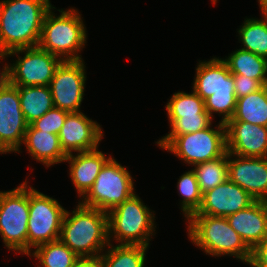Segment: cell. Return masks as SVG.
<instances>
[{"label":"cell","mask_w":267,"mask_h":267,"mask_svg":"<svg viewBox=\"0 0 267 267\" xmlns=\"http://www.w3.org/2000/svg\"><path fill=\"white\" fill-rule=\"evenodd\" d=\"M64 213L59 239L79 257H96L109 245L108 215L77 201Z\"/></svg>","instance_id":"4"},{"label":"cell","mask_w":267,"mask_h":267,"mask_svg":"<svg viewBox=\"0 0 267 267\" xmlns=\"http://www.w3.org/2000/svg\"><path fill=\"white\" fill-rule=\"evenodd\" d=\"M74 267H105V263L101 255L96 257H80Z\"/></svg>","instance_id":"35"},{"label":"cell","mask_w":267,"mask_h":267,"mask_svg":"<svg viewBox=\"0 0 267 267\" xmlns=\"http://www.w3.org/2000/svg\"><path fill=\"white\" fill-rule=\"evenodd\" d=\"M255 200L229 179L202 195L199 209L192 215L228 217L247 208Z\"/></svg>","instance_id":"16"},{"label":"cell","mask_w":267,"mask_h":267,"mask_svg":"<svg viewBox=\"0 0 267 267\" xmlns=\"http://www.w3.org/2000/svg\"><path fill=\"white\" fill-rule=\"evenodd\" d=\"M134 193L107 213L109 243L116 245H144L157 234L156 213Z\"/></svg>","instance_id":"6"},{"label":"cell","mask_w":267,"mask_h":267,"mask_svg":"<svg viewBox=\"0 0 267 267\" xmlns=\"http://www.w3.org/2000/svg\"><path fill=\"white\" fill-rule=\"evenodd\" d=\"M214 120L209 114H197V116L180 117L169 128L165 135L190 134L207 128Z\"/></svg>","instance_id":"30"},{"label":"cell","mask_w":267,"mask_h":267,"mask_svg":"<svg viewBox=\"0 0 267 267\" xmlns=\"http://www.w3.org/2000/svg\"><path fill=\"white\" fill-rule=\"evenodd\" d=\"M8 61L6 54H0V89L4 88L10 82Z\"/></svg>","instance_id":"34"},{"label":"cell","mask_w":267,"mask_h":267,"mask_svg":"<svg viewBox=\"0 0 267 267\" xmlns=\"http://www.w3.org/2000/svg\"><path fill=\"white\" fill-rule=\"evenodd\" d=\"M233 80L235 95L237 98L244 97L262 87L257 80L246 77L245 75L233 74Z\"/></svg>","instance_id":"32"},{"label":"cell","mask_w":267,"mask_h":267,"mask_svg":"<svg viewBox=\"0 0 267 267\" xmlns=\"http://www.w3.org/2000/svg\"><path fill=\"white\" fill-rule=\"evenodd\" d=\"M57 9L54 5L46 13L38 47L65 60H84L88 31L78 8ZM56 11L59 12L55 13Z\"/></svg>","instance_id":"3"},{"label":"cell","mask_w":267,"mask_h":267,"mask_svg":"<svg viewBox=\"0 0 267 267\" xmlns=\"http://www.w3.org/2000/svg\"><path fill=\"white\" fill-rule=\"evenodd\" d=\"M29 175L17 187L0 191V238L13 254L28 255Z\"/></svg>","instance_id":"8"},{"label":"cell","mask_w":267,"mask_h":267,"mask_svg":"<svg viewBox=\"0 0 267 267\" xmlns=\"http://www.w3.org/2000/svg\"><path fill=\"white\" fill-rule=\"evenodd\" d=\"M85 60H65L60 63L50 82L54 107L69 113L81 112L86 91Z\"/></svg>","instance_id":"12"},{"label":"cell","mask_w":267,"mask_h":267,"mask_svg":"<svg viewBox=\"0 0 267 267\" xmlns=\"http://www.w3.org/2000/svg\"><path fill=\"white\" fill-rule=\"evenodd\" d=\"M185 224L187 240L206 256L214 258L227 256L245 265L250 263L252 250L232 229L226 217L190 215Z\"/></svg>","instance_id":"2"},{"label":"cell","mask_w":267,"mask_h":267,"mask_svg":"<svg viewBox=\"0 0 267 267\" xmlns=\"http://www.w3.org/2000/svg\"><path fill=\"white\" fill-rule=\"evenodd\" d=\"M68 114L67 111L53 107L30 125L34 129L58 135Z\"/></svg>","instance_id":"31"},{"label":"cell","mask_w":267,"mask_h":267,"mask_svg":"<svg viewBox=\"0 0 267 267\" xmlns=\"http://www.w3.org/2000/svg\"><path fill=\"white\" fill-rule=\"evenodd\" d=\"M245 17L236 29L240 49L267 59V18Z\"/></svg>","instance_id":"23"},{"label":"cell","mask_w":267,"mask_h":267,"mask_svg":"<svg viewBox=\"0 0 267 267\" xmlns=\"http://www.w3.org/2000/svg\"><path fill=\"white\" fill-rule=\"evenodd\" d=\"M197 61L191 88L204 100L209 116L214 120L217 114L226 123L236 109L233 74L221 57Z\"/></svg>","instance_id":"5"},{"label":"cell","mask_w":267,"mask_h":267,"mask_svg":"<svg viewBox=\"0 0 267 267\" xmlns=\"http://www.w3.org/2000/svg\"><path fill=\"white\" fill-rule=\"evenodd\" d=\"M177 192L181 199L178 202L184 220L195 213L202 202V192L200 191L197 178L192 169L183 172L179 176L176 184Z\"/></svg>","instance_id":"29"},{"label":"cell","mask_w":267,"mask_h":267,"mask_svg":"<svg viewBox=\"0 0 267 267\" xmlns=\"http://www.w3.org/2000/svg\"><path fill=\"white\" fill-rule=\"evenodd\" d=\"M127 169L112 156L99 172L92 188L79 202L106 213L123 203L136 193L135 178Z\"/></svg>","instance_id":"9"},{"label":"cell","mask_w":267,"mask_h":267,"mask_svg":"<svg viewBox=\"0 0 267 267\" xmlns=\"http://www.w3.org/2000/svg\"><path fill=\"white\" fill-rule=\"evenodd\" d=\"M20 107L25 121L30 125L54 107L49 86H17Z\"/></svg>","instance_id":"22"},{"label":"cell","mask_w":267,"mask_h":267,"mask_svg":"<svg viewBox=\"0 0 267 267\" xmlns=\"http://www.w3.org/2000/svg\"><path fill=\"white\" fill-rule=\"evenodd\" d=\"M27 256L38 262L37 267H74L80 258L60 239L35 247Z\"/></svg>","instance_id":"25"},{"label":"cell","mask_w":267,"mask_h":267,"mask_svg":"<svg viewBox=\"0 0 267 267\" xmlns=\"http://www.w3.org/2000/svg\"><path fill=\"white\" fill-rule=\"evenodd\" d=\"M66 209L29 184L28 254L37 246L58 240Z\"/></svg>","instance_id":"10"},{"label":"cell","mask_w":267,"mask_h":267,"mask_svg":"<svg viewBox=\"0 0 267 267\" xmlns=\"http://www.w3.org/2000/svg\"><path fill=\"white\" fill-rule=\"evenodd\" d=\"M149 247L144 245H114L109 243L101 256L105 267H146Z\"/></svg>","instance_id":"26"},{"label":"cell","mask_w":267,"mask_h":267,"mask_svg":"<svg viewBox=\"0 0 267 267\" xmlns=\"http://www.w3.org/2000/svg\"><path fill=\"white\" fill-rule=\"evenodd\" d=\"M219 0H211V2H212V4L213 5H217V2H218Z\"/></svg>","instance_id":"37"},{"label":"cell","mask_w":267,"mask_h":267,"mask_svg":"<svg viewBox=\"0 0 267 267\" xmlns=\"http://www.w3.org/2000/svg\"><path fill=\"white\" fill-rule=\"evenodd\" d=\"M249 267H267V237L252 250Z\"/></svg>","instance_id":"33"},{"label":"cell","mask_w":267,"mask_h":267,"mask_svg":"<svg viewBox=\"0 0 267 267\" xmlns=\"http://www.w3.org/2000/svg\"><path fill=\"white\" fill-rule=\"evenodd\" d=\"M228 179L254 200L267 201V157H241L228 153Z\"/></svg>","instance_id":"15"},{"label":"cell","mask_w":267,"mask_h":267,"mask_svg":"<svg viewBox=\"0 0 267 267\" xmlns=\"http://www.w3.org/2000/svg\"><path fill=\"white\" fill-rule=\"evenodd\" d=\"M27 127L18 87L9 82L0 89V155L22 153Z\"/></svg>","instance_id":"13"},{"label":"cell","mask_w":267,"mask_h":267,"mask_svg":"<svg viewBox=\"0 0 267 267\" xmlns=\"http://www.w3.org/2000/svg\"><path fill=\"white\" fill-rule=\"evenodd\" d=\"M230 73L245 75L257 80L262 86L267 85V59L258 56L250 51L236 48L228 53V56L221 58Z\"/></svg>","instance_id":"21"},{"label":"cell","mask_w":267,"mask_h":267,"mask_svg":"<svg viewBox=\"0 0 267 267\" xmlns=\"http://www.w3.org/2000/svg\"><path fill=\"white\" fill-rule=\"evenodd\" d=\"M50 0H0V54L38 46Z\"/></svg>","instance_id":"1"},{"label":"cell","mask_w":267,"mask_h":267,"mask_svg":"<svg viewBox=\"0 0 267 267\" xmlns=\"http://www.w3.org/2000/svg\"><path fill=\"white\" fill-rule=\"evenodd\" d=\"M228 121H245L267 127V85L237 98L234 115Z\"/></svg>","instance_id":"24"},{"label":"cell","mask_w":267,"mask_h":267,"mask_svg":"<svg viewBox=\"0 0 267 267\" xmlns=\"http://www.w3.org/2000/svg\"><path fill=\"white\" fill-rule=\"evenodd\" d=\"M214 123L195 133L163 135L154 144L189 167L222 157L227 152L226 127L220 121Z\"/></svg>","instance_id":"7"},{"label":"cell","mask_w":267,"mask_h":267,"mask_svg":"<svg viewBox=\"0 0 267 267\" xmlns=\"http://www.w3.org/2000/svg\"><path fill=\"white\" fill-rule=\"evenodd\" d=\"M258 6L261 11L260 16L267 18V0H257Z\"/></svg>","instance_id":"36"},{"label":"cell","mask_w":267,"mask_h":267,"mask_svg":"<svg viewBox=\"0 0 267 267\" xmlns=\"http://www.w3.org/2000/svg\"><path fill=\"white\" fill-rule=\"evenodd\" d=\"M100 148L92 151L68 154L64 163H68V177L75 188L80 201L92 188L99 172L113 156Z\"/></svg>","instance_id":"18"},{"label":"cell","mask_w":267,"mask_h":267,"mask_svg":"<svg viewBox=\"0 0 267 267\" xmlns=\"http://www.w3.org/2000/svg\"><path fill=\"white\" fill-rule=\"evenodd\" d=\"M104 136L102 125L83 111L69 113L58 134L61 147L67 155L99 148Z\"/></svg>","instance_id":"14"},{"label":"cell","mask_w":267,"mask_h":267,"mask_svg":"<svg viewBox=\"0 0 267 267\" xmlns=\"http://www.w3.org/2000/svg\"><path fill=\"white\" fill-rule=\"evenodd\" d=\"M226 149L241 157H267V127L245 121H227Z\"/></svg>","instance_id":"17"},{"label":"cell","mask_w":267,"mask_h":267,"mask_svg":"<svg viewBox=\"0 0 267 267\" xmlns=\"http://www.w3.org/2000/svg\"><path fill=\"white\" fill-rule=\"evenodd\" d=\"M191 169L195 173L202 194L212 190L228 180V152L222 157L196 164Z\"/></svg>","instance_id":"28"},{"label":"cell","mask_w":267,"mask_h":267,"mask_svg":"<svg viewBox=\"0 0 267 267\" xmlns=\"http://www.w3.org/2000/svg\"><path fill=\"white\" fill-rule=\"evenodd\" d=\"M226 219L251 250L267 237V201L255 200Z\"/></svg>","instance_id":"19"},{"label":"cell","mask_w":267,"mask_h":267,"mask_svg":"<svg viewBox=\"0 0 267 267\" xmlns=\"http://www.w3.org/2000/svg\"><path fill=\"white\" fill-rule=\"evenodd\" d=\"M24 145L27 155L45 168L64 163L67 154L63 151L58 135L34 129L28 125L25 132Z\"/></svg>","instance_id":"20"},{"label":"cell","mask_w":267,"mask_h":267,"mask_svg":"<svg viewBox=\"0 0 267 267\" xmlns=\"http://www.w3.org/2000/svg\"><path fill=\"white\" fill-rule=\"evenodd\" d=\"M6 56L12 58L9 60V76L10 83L15 86H49L63 61L38 46L15 49Z\"/></svg>","instance_id":"11"},{"label":"cell","mask_w":267,"mask_h":267,"mask_svg":"<svg viewBox=\"0 0 267 267\" xmlns=\"http://www.w3.org/2000/svg\"><path fill=\"white\" fill-rule=\"evenodd\" d=\"M165 109L169 127L180 117L208 114L205 110L204 100L193 90L191 93L182 90L173 93L165 104Z\"/></svg>","instance_id":"27"}]
</instances>
